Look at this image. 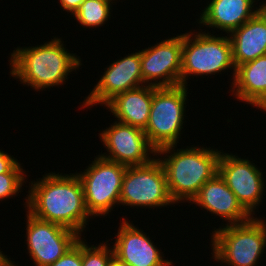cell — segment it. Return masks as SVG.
<instances>
[{
	"mask_svg": "<svg viewBox=\"0 0 266 266\" xmlns=\"http://www.w3.org/2000/svg\"><path fill=\"white\" fill-rule=\"evenodd\" d=\"M41 179V180H40ZM24 200L34 217L67 227L80 236L92 217L85 205L81 181L76 173H51L31 181Z\"/></svg>",
	"mask_w": 266,
	"mask_h": 266,
	"instance_id": "cell-1",
	"label": "cell"
},
{
	"mask_svg": "<svg viewBox=\"0 0 266 266\" xmlns=\"http://www.w3.org/2000/svg\"><path fill=\"white\" fill-rule=\"evenodd\" d=\"M15 49L9 60L10 75L35 91L63 85L69 73L82 65L80 57L68 52L58 37L35 47Z\"/></svg>",
	"mask_w": 266,
	"mask_h": 266,
	"instance_id": "cell-2",
	"label": "cell"
},
{
	"mask_svg": "<svg viewBox=\"0 0 266 266\" xmlns=\"http://www.w3.org/2000/svg\"><path fill=\"white\" fill-rule=\"evenodd\" d=\"M176 146L163 147L156 151V156L165 155L158 159L165 171L169 195L178 204L182 201L191 202L200 188L218 173L221 152L207 146L181 148L176 151Z\"/></svg>",
	"mask_w": 266,
	"mask_h": 266,
	"instance_id": "cell-3",
	"label": "cell"
},
{
	"mask_svg": "<svg viewBox=\"0 0 266 266\" xmlns=\"http://www.w3.org/2000/svg\"><path fill=\"white\" fill-rule=\"evenodd\" d=\"M212 258L230 266H255L266 249V222L254 216L211 233Z\"/></svg>",
	"mask_w": 266,
	"mask_h": 266,
	"instance_id": "cell-4",
	"label": "cell"
},
{
	"mask_svg": "<svg viewBox=\"0 0 266 266\" xmlns=\"http://www.w3.org/2000/svg\"><path fill=\"white\" fill-rule=\"evenodd\" d=\"M183 33L182 69L180 85L188 86L189 76L215 75L233 68L232 77L236 74L233 61L232 44L229 36H215L209 31ZM193 35V36H192Z\"/></svg>",
	"mask_w": 266,
	"mask_h": 266,
	"instance_id": "cell-5",
	"label": "cell"
},
{
	"mask_svg": "<svg viewBox=\"0 0 266 266\" xmlns=\"http://www.w3.org/2000/svg\"><path fill=\"white\" fill-rule=\"evenodd\" d=\"M188 88L184 85L173 87L153 86L152 105L149 121L144 129L149 144L157 151L176 145L184 123Z\"/></svg>",
	"mask_w": 266,
	"mask_h": 266,
	"instance_id": "cell-6",
	"label": "cell"
},
{
	"mask_svg": "<svg viewBox=\"0 0 266 266\" xmlns=\"http://www.w3.org/2000/svg\"><path fill=\"white\" fill-rule=\"evenodd\" d=\"M127 166L95 157L84 172L76 173L81 181L85 205L92 216H107L113 206L120 205L122 181Z\"/></svg>",
	"mask_w": 266,
	"mask_h": 266,
	"instance_id": "cell-7",
	"label": "cell"
},
{
	"mask_svg": "<svg viewBox=\"0 0 266 266\" xmlns=\"http://www.w3.org/2000/svg\"><path fill=\"white\" fill-rule=\"evenodd\" d=\"M120 204L133 208H162L175 204L169 195L165 171L158 158L153 157L148 164L127 166Z\"/></svg>",
	"mask_w": 266,
	"mask_h": 266,
	"instance_id": "cell-8",
	"label": "cell"
},
{
	"mask_svg": "<svg viewBox=\"0 0 266 266\" xmlns=\"http://www.w3.org/2000/svg\"><path fill=\"white\" fill-rule=\"evenodd\" d=\"M26 216L27 251L35 266H48L63 256L81 236L62 225Z\"/></svg>",
	"mask_w": 266,
	"mask_h": 266,
	"instance_id": "cell-9",
	"label": "cell"
},
{
	"mask_svg": "<svg viewBox=\"0 0 266 266\" xmlns=\"http://www.w3.org/2000/svg\"><path fill=\"white\" fill-rule=\"evenodd\" d=\"M218 173L242 206L253 216L262 202L266 184L263 173L249 159L221 152Z\"/></svg>",
	"mask_w": 266,
	"mask_h": 266,
	"instance_id": "cell-10",
	"label": "cell"
},
{
	"mask_svg": "<svg viewBox=\"0 0 266 266\" xmlns=\"http://www.w3.org/2000/svg\"><path fill=\"white\" fill-rule=\"evenodd\" d=\"M182 47L183 34H180L141 50L143 83L155 87L180 85Z\"/></svg>",
	"mask_w": 266,
	"mask_h": 266,
	"instance_id": "cell-11",
	"label": "cell"
},
{
	"mask_svg": "<svg viewBox=\"0 0 266 266\" xmlns=\"http://www.w3.org/2000/svg\"><path fill=\"white\" fill-rule=\"evenodd\" d=\"M99 135L108 152L99 155L108 160L136 166L148 164L153 159L151 157L156 156V150L149 144L141 128L114 121Z\"/></svg>",
	"mask_w": 266,
	"mask_h": 266,
	"instance_id": "cell-12",
	"label": "cell"
},
{
	"mask_svg": "<svg viewBox=\"0 0 266 266\" xmlns=\"http://www.w3.org/2000/svg\"><path fill=\"white\" fill-rule=\"evenodd\" d=\"M98 83L85 97L81 108L105 105L119 93L145 85L141 71V51L128 54L105 68Z\"/></svg>",
	"mask_w": 266,
	"mask_h": 266,
	"instance_id": "cell-13",
	"label": "cell"
},
{
	"mask_svg": "<svg viewBox=\"0 0 266 266\" xmlns=\"http://www.w3.org/2000/svg\"><path fill=\"white\" fill-rule=\"evenodd\" d=\"M123 218L113 244L114 258L126 266H171L149 236Z\"/></svg>",
	"mask_w": 266,
	"mask_h": 266,
	"instance_id": "cell-14",
	"label": "cell"
},
{
	"mask_svg": "<svg viewBox=\"0 0 266 266\" xmlns=\"http://www.w3.org/2000/svg\"><path fill=\"white\" fill-rule=\"evenodd\" d=\"M193 202V203H192ZM224 219L225 225L243 223L253 216L238 201L223 178L216 173L190 202Z\"/></svg>",
	"mask_w": 266,
	"mask_h": 266,
	"instance_id": "cell-15",
	"label": "cell"
},
{
	"mask_svg": "<svg viewBox=\"0 0 266 266\" xmlns=\"http://www.w3.org/2000/svg\"><path fill=\"white\" fill-rule=\"evenodd\" d=\"M257 0H211L198 19L203 27L217 28L227 35L239 28L260 11L255 8ZM254 7V8H253Z\"/></svg>",
	"mask_w": 266,
	"mask_h": 266,
	"instance_id": "cell-16",
	"label": "cell"
},
{
	"mask_svg": "<svg viewBox=\"0 0 266 266\" xmlns=\"http://www.w3.org/2000/svg\"><path fill=\"white\" fill-rule=\"evenodd\" d=\"M153 86L143 85L114 96L104 106L118 122L145 129L152 105Z\"/></svg>",
	"mask_w": 266,
	"mask_h": 266,
	"instance_id": "cell-17",
	"label": "cell"
},
{
	"mask_svg": "<svg viewBox=\"0 0 266 266\" xmlns=\"http://www.w3.org/2000/svg\"><path fill=\"white\" fill-rule=\"evenodd\" d=\"M228 36L236 68L266 55V16L259 11Z\"/></svg>",
	"mask_w": 266,
	"mask_h": 266,
	"instance_id": "cell-18",
	"label": "cell"
},
{
	"mask_svg": "<svg viewBox=\"0 0 266 266\" xmlns=\"http://www.w3.org/2000/svg\"><path fill=\"white\" fill-rule=\"evenodd\" d=\"M233 85V86H232ZM232 95L239 101L261 108L266 106V55L236 68L231 84Z\"/></svg>",
	"mask_w": 266,
	"mask_h": 266,
	"instance_id": "cell-19",
	"label": "cell"
},
{
	"mask_svg": "<svg viewBox=\"0 0 266 266\" xmlns=\"http://www.w3.org/2000/svg\"><path fill=\"white\" fill-rule=\"evenodd\" d=\"M114 0H85L72 15L82 27L97 28L111 18L110 10Z\"/></svg>",
	"mask_w": 266,
	"mask_h": 266,
	"instance_id": "cell-20",
	"label": "cell"
},
{
	"mask_svg": "<svg viewBox=\"0 0 266 266\" xmlns=\"http://www.w3.org/2000/svg\"><path fill=\"white\" fill-rule=\"evenodd\" d=\"M85 241L82 238V266H109L114 259L112 246L108 247L107 242L90 246Z\"/></svg>",
	"mask_w": 266,
	"mask_h": 266,
	"instance_id": "cell-21",
	"label": "cell"
},
{
	"mask_svg": "<svg viewBox=\"0 0 266 266\" xmlns=\"http://www.w3.org/2000/svg\"><path fill=\"white\" fill-rule=\"evenodd\" d=\"M21 167L18 162L9 172L0 174V201L19 194L21 187L26 184L25 170Z\"/></svg>",
	"mask_w": 266,
	"mask_h": 266,
	"instance_id": "cell-22",
	"label": "cell"
},
{
	"mask_svg": "<svg viewBox=\"0 0 266 266\" xmlns=\"http://www.w3.org/2000/svg\"><path fill=\"white\" fill-rule=\"evenodd\" d=\"M48 266H82V238L58 260Z\"/></svg>",
	"mask_w": 266,
	"mask_h": 266,
	"instance_id": "cell-23",
	"label": "cell"
},
{
	"mask_svg": "<svg viewBox=\"0 0 266 266\" xmlns=\"http://www.w3.org/2000/svg\"><path fill=\"white\" fill-rule=\"evenodd\" d=\"M17 163V159L0 150V174L9 172Z\"/></svg>",
	"mask_w": 266,
	"mask_h": 266,
	"instance_id": "cell-24",
	"label": "cell"
},
{
	"mask_svg": "<svg viewBox=\"0 0 266 266\" xmlns=\"http://www.w3.org/2000/svg\"><path fill=\"white\" fill-rule=\"evenodd\" d=\"M59 1L62 9L73 15L85 0H59Z\"/></svg>",
	"mask_w": 266,
	"mask_h": 266,
	"instance_id": "cell-25",
	"label": "cell"
},
{
	"mask_svg": "<svg viewBox=\"0 0 266 266\" xmlns=\"http://www.w3.org/2000/svg\"><path fill=\"white\" fill-rule=\"evenodd\" d=\"M2 252L3 251L0 250V266H16V264L12 262L10 258H8L7 255L5 256V254Z\"/></svg>",
	"mask_w": 266,
	"mask_h": 266,
	"instance_id": "cell-26",
	"label": "cell"
},
{
	"mask_svg": "<svg viewBox=\"0 0 266 266\" xmlns=\"http://www.w3.org/2000/svg\"><path fill=\"white\" fill-rule=\"evenodd\" d=\"M109 266H126L124 264H121L120 262H118L115 258L112 260V262L110 263Z\"/></svg>",
	"mask_w": 266,
	"mask_h": 266,
	"instance_id": "cell-27",
	"label": "cell"
},
{
	"mask_svg": "<svg viewBox=\"0 0 266 266\" xmlns=\"http://www.w3.org/2000/svg\"><path fill=\"white\" fill-rule=\"evenodd\" d=\"M266 2V1H265ZM260 11L266 16V3L261 2Z\"/></svg>",
	"mask_w": 266,
	"mask_h": 266,
	"instance_id": "cell-28",
	"label": "cell"
},
{
	"mask_svg": "<svg viewBox=\"0 0 266 266\" xmlns=\"http://www.w3.org/2000/svg\"><path fill=\"white\" fill-rule=\"evenodd\" d=\"M263 111H265L266 112V106L265 107H263V108H261Z\"/></svg>",
	"mask_w": 266,
	"mask_h": 266,
	"instance_id": "cell-29",
	"label": "cell"
}]
</instances>
